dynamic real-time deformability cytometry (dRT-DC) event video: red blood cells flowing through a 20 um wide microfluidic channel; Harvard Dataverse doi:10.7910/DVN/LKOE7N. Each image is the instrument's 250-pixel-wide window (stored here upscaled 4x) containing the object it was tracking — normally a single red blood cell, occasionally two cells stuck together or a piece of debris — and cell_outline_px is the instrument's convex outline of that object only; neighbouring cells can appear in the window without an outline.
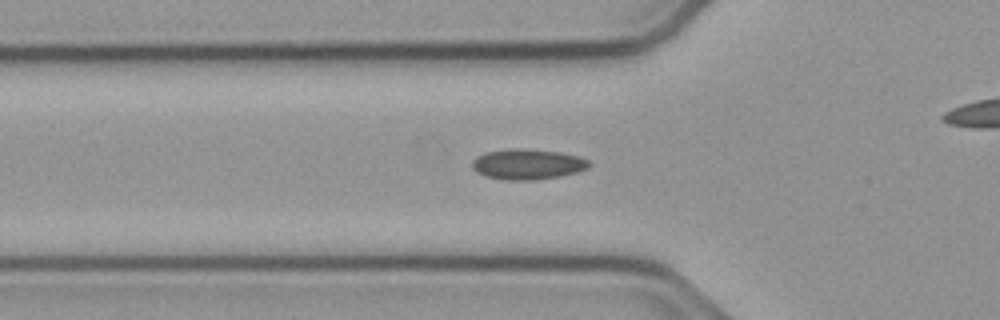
{"species": "common noctule bat (a hibernating species)", "species_latin": "Nyctalus noctula", "temperature_condition": "cold", "stored_images_in_passage": 50, "camera_frame_rate_fps": 3000, "um_per_image_px": 0.085, "animal": {"sex": "male", "body_mass_g": 23.1, "forearm_length_mm": 52.7}, "frame": {"image": 1, "passage_image": 17, "time_ms": 5.333, "image_size_px": [1000, 320], "cell_outline_px": [[592, 164], [588, 168], [576, 172], [560, 176], [532, 180], [504, 180], [484, 176], [476, 172], [472, 168], [472, 160], [476, 156], [484, 152], [508, 148], [524, 148], [560, 152], [580, 156], [588, 160]], "centroid_in_image_um": [44.82, 13.95], "position_along_channel_um": 81.0, "area_um2": 21.1}}
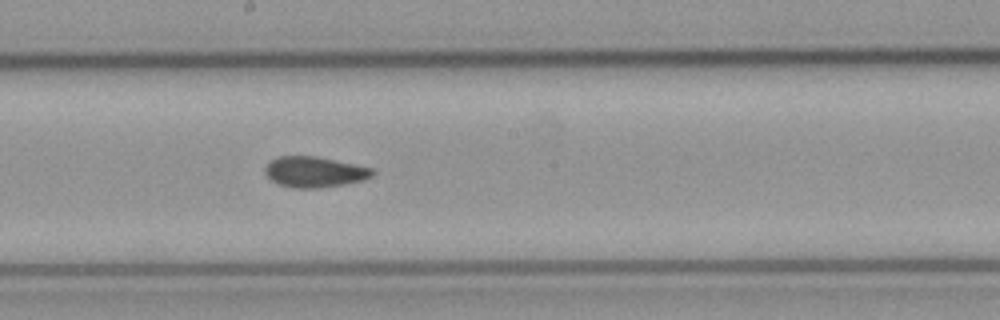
{"frame": {"image": 2, "passage_image": 28, "time_ms": 9.0, "image_size_px": [1000, 320], "cell_outline_px": [[376, 172], [372, 176], [364, 180], [344, 184], [320, 188], [292, 188], [276, 184], [264, 172], [264, 168], [272, 160], [280, 156], [316, 156], [372, 168]], "centroid_in_image_um": [26.73, 14.63], "position_along_channel_um": 221.5, "area_um2": 19.19}}
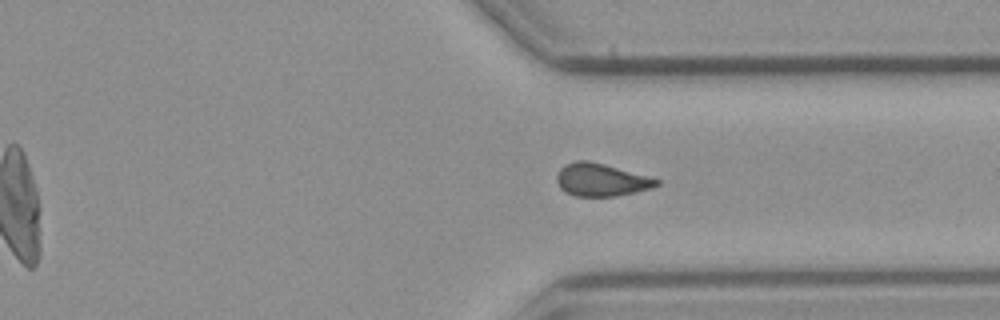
{"frame": {"image": 3, "passage_image": 39, "time_ms": 12.667, "image_size_px": [1000, 320], "cell_outline_px": [[660, 184], [652, 188], [616, 196], [576, 196], [564, 192], [560, 188], [556, 180], [556, 176], [560, 168], [564, 164], [576, 160], [588, 160], [604, 164], [648, 176], [660, 180]], "centroid_in_image_um": [51.07, 15.28], "position_along_channel_um": 360.3, "area_um2": 19.07}, "authors_computed_cell_mechanics": {"area_um2": 19.3341, "velocity_mm_per_s": 3.7858, "shape_relaxation_time_tau1_ms": null, "shape_relaxation_time_tau2_ms": 3.1889, "deformation_change_tau1": null, "deformation_change_tau2": 0.0724}}